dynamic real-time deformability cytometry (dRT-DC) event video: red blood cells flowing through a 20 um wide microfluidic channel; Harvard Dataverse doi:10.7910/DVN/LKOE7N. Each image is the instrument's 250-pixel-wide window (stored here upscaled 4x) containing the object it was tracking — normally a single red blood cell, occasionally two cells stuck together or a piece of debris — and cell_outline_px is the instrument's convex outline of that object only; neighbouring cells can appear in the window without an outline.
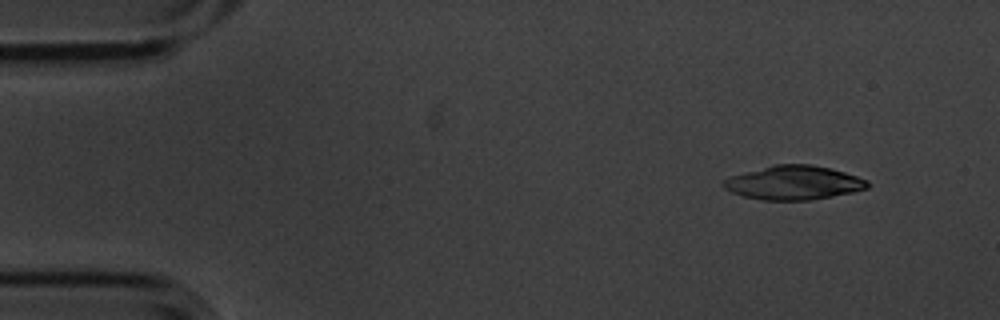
{"species": "common noctule bat (a hibernating species)", "species_latin": "Nyctalus noctula", "temperature_condition": "cold", "stored_images_in_passage": 4, "camera_frame_rate_fps": 3000, "um_per_image_px": 0.085, "animal": {"sex": "male", "body_mass_g": 20.1, "forearm_length_mm": 53.5}, "frame": {"image": 1, "passage_image": 1, "time_ms": 0.0, "image_size_px": [1000, 320], "cell_outline_px": [[868, 188], [852, 192], [812, 200], [764, 200], [744, 196], [732, 192], [724, 188], [720, 184], [724, 180], [732, 176], [772, 164], [812, 164], [844, 172], [868, 180]], "centroid_in_image_um": [67.45, 15.53], "position_along_channel_um": 17.5, "area_um2": 28.32}}